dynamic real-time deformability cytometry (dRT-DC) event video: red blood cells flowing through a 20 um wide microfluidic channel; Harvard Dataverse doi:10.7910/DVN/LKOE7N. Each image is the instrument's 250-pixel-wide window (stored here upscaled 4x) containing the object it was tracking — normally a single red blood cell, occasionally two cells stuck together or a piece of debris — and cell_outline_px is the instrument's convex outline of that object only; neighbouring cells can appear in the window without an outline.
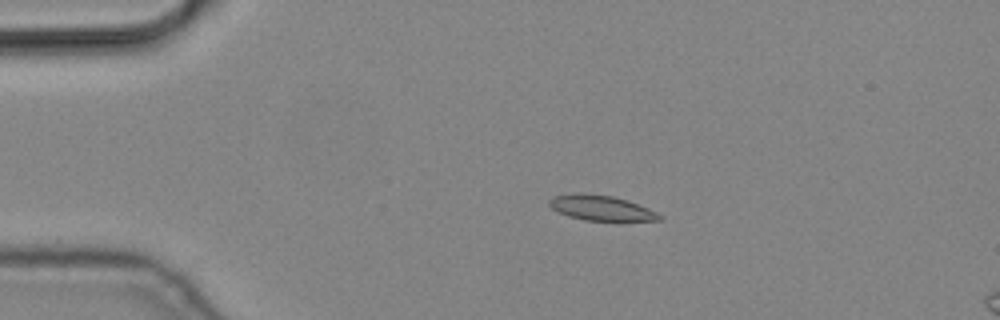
{"species": "common noctule bat (a hibernating species)", "species_latin": "Nyctalus noctula", "temperature_condition": "cold", "stored_images_in_passage": 6, "camera_frame_rate_fps": 3000, "um_per_image_px": 0.085, "animal": {"sex": "male", "body_mass_g": 19.2, "forearm_length_mm": 51.8}, "frame": {"image": 1, "passage_image": 4, "time_ms": 1.0, "image_size_px": [1000, 320], "cell_outline_px": [[664, 220], [584, 220], [568, 216], [552, 208], [548, 204], [548, 200], [552, 196], [572, 192], [576, 192], [612, 196], [648, 208], [664, 216]], "centroid_in_image_um": [51.04, 17.66], "position_along_channel_um": 34.0, "area_um2": 16.01}}